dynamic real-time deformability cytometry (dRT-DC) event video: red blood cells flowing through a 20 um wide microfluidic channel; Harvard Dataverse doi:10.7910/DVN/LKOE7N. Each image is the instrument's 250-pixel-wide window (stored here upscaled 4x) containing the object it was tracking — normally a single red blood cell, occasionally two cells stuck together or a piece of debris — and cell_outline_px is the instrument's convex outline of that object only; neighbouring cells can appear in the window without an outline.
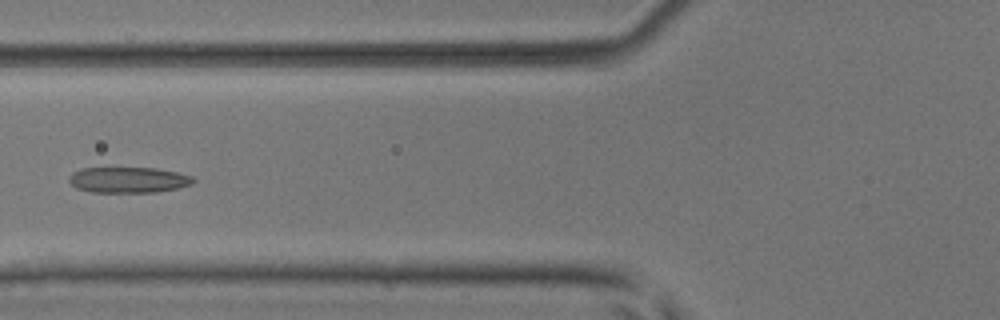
{"species": "common noctule bat (a hibernating species)", "species_latin": "Nyctalus noctula", "temperature_condition": "room temperature", "stored_images_in_passage": 7, "camera_frame_rate_fps": 3000, "um_per_image_px": 0.085, "animal": {"sex": "male", "body_mass_g": 17.9, "forearm_length_mm": 54.2}, "frame": {"image": 1, "passage_image": 6, "time_ms": 1.667, "image_size_px": [1000, 320], "cell_outline_px": [[196, 180], [192, 184], [176, 188], [156, 192], [92, 192], [76, 188], [68, 180], [68, 176], [72, 172], [80, 168], [156, 168], [176, 172], [192, 176]], "centroid_in_image_um": [10.88, 15.29], "position_along_channel_um": 114.9, "area_um2": 18.67}}
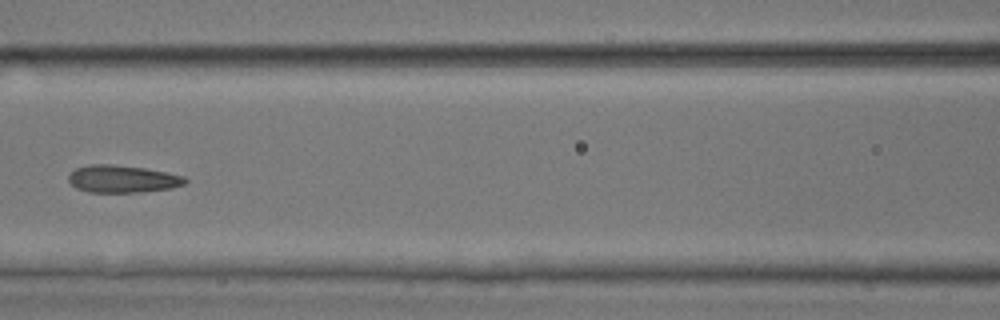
{"frame": {"image": 2, "passage_image": 7, "time_ms": 2.0, "image_size_px": [1000, 320], "cell_outline_px": [[188, 180], [184, 184], [172, 188], [140, 192], [88, 192], [76, 188], [68, 180], [68, 176], [76, 168], [88, 164], [112, 164], [144, 168], [184, 176]], "centroid_in_image_um": [10.39, 15.21], "position_along_channel_um": 156.2, "area_um2": 18.55}}